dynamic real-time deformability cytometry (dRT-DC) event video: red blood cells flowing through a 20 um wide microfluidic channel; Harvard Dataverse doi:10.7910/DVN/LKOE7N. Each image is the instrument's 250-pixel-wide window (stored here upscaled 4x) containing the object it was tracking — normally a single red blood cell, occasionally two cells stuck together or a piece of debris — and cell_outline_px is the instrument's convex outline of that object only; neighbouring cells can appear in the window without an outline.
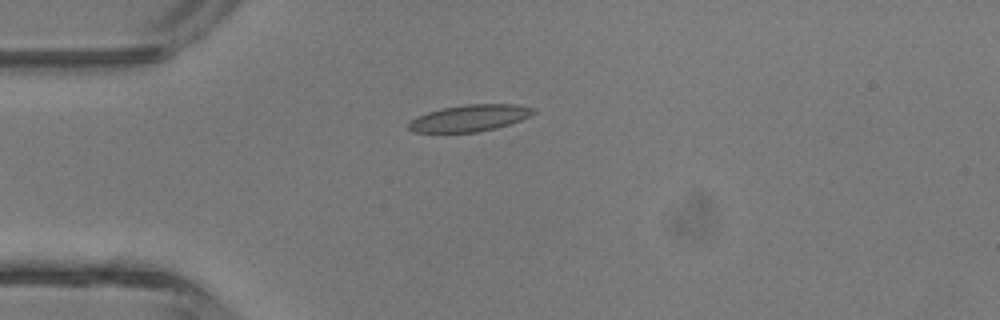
{"species": "common noctule bat (a hibernating species)", "species_latin": "Nyctalus noctula", "temperature_condition": "room temperature", "stored_images_in_passage": 4, "camera_frame_rate_fps": 3000, "um_per_image_px": 0.085, "animal": {"sex": "male", "body_mass_g": 13.3}, "frame": {"image": 1, "passage_image": 3, "time_ms": 2.333, "image_size_px": [1000, 320], "cell_outline_px": [[536, 112], [520, 120], [496, 128], [476, 132], [412, 132], [408, 128], [408, 124], [412, 120], [428, 112], [444, 108], [468, 104], [516, 104], [536, 108]], "centroid_in_image_um": [39.95, 10.03], "position_along_channel_um": 45.0, "area_um2": 19.07}}